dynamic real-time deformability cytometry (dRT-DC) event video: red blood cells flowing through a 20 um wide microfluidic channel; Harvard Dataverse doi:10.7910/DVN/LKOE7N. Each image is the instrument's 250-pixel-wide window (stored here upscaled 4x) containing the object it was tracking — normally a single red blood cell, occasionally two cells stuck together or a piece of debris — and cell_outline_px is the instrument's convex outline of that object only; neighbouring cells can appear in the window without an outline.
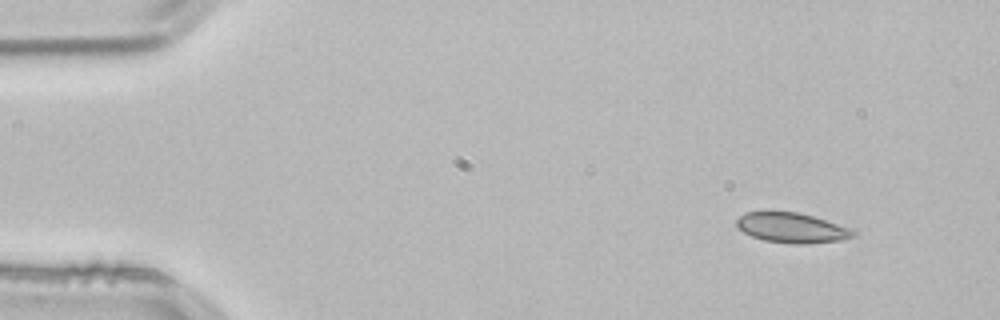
{"species": "common noctule bat (a hibernating species)", "species_latin": "Nyctalus noctula", "temperature_condition": "room temperature", "stored_images_in_passage": 51, "camera_frame_rate_fps": 3000, "um_per_image_px": 0.085, "animal": {"sex": "male", "body_mass_g": 21.5, "forearm_length_mm": 52.0}, "frame": {"image": 1, "passage_image": 4, "time_ms": 1.0, "image_size_px": [1000, 320], "cell_outline_px": [[856, 236], [840, 240], [804, 244], [796, 244], [764, 240], [752, 236], [744, 232], [736, 224], [736, 220], [744, 212], [764, 208], [800, 212], [848, 228], [856, 232]], "centroid_in_image_um": [67.21, 19.31], "position_along_channel_um": 17.8, "area_um2": 20.81}}
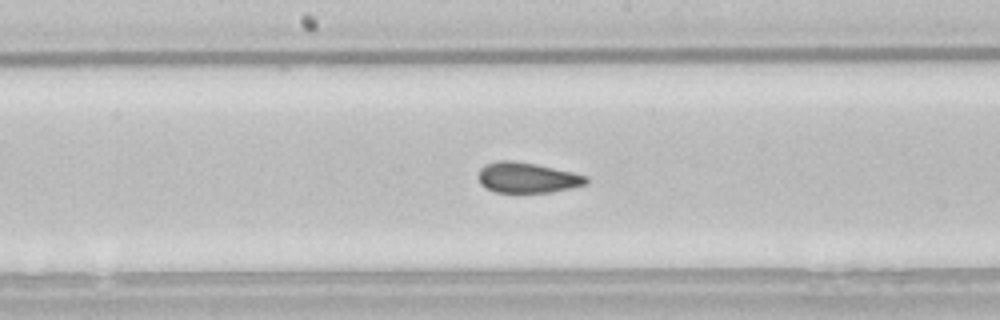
{"frame": {"image": 2, "passage_image": 26, "time_ms": 8.333, "image_size_px": [1000, 320], "cell_outline_px": [[588, 184], [572, 188], [552, 192], [496, 192], [484, 188], [480, 184], [480, 168], [484, 164], [496, 160], [512, 160], [536, 164], [572, 172], [588, 176]], "centroid_in_image_um": [44.82, 15.1], "position_along_channel_um": 203.4, "area_um2": 19.25}}
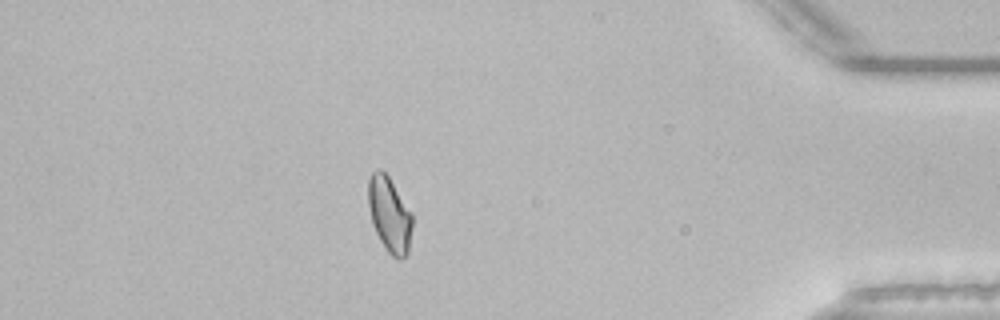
{"frame": {"image": 3, "passage_image": 45, "time_ms": 14.667, "image_size_px": [1000, 320], "cell_outline_px": [[412, 228], [408, 252], [400, 260], [396, 260], [388, 252], [380, 240], [372, 224], [368, 204], [368, 180], [372, 172], [376, 168], [380, 168], [388, 176], [412, 212]], "centroid_in_image_um": [33.1, 18.23], "position_along_channel_um": 402.1, "area_um2": 19.42}, "authors_computed_cell_mechanics": {"area_um2": 19.7098, "velocity_mm_per_s": 3.8418, "shape_relaxation_time_tau1_ms": null, "shape_relaxation_time_tau2_ms": 0.9044, "deformation_change_tau1": null, "deformation_change_tau2": 0.0555}}